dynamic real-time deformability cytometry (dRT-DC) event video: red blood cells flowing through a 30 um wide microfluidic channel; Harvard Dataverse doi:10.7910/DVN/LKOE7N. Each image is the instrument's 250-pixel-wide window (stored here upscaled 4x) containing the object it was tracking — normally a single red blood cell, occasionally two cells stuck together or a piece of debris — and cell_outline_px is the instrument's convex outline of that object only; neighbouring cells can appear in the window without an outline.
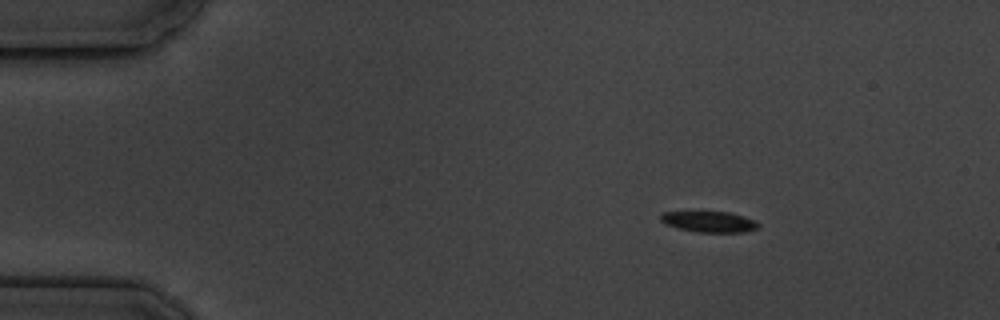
{"species": "common noctule bat (a hibernating species)", "species_latin": "Nyctalus noctula", "temperature_condition": "cold", "stored_images_in_passage": 3, "camera_frame_rate_fps": 3000, "um_per_image_px": 0.085, "animal": {"sex": "male", "body_mass_g": 19.5, "forearm_length_mm": 54.6}, "frame": {"image": 1, "passage_image": 1, "time_ms": 0.0, "image_size_px": [1000, 320], "cell_outline_px": [[760, 224], [756, 228], [744, 232], [696, 232], [676, 228], [664, 224], [660, 220], [660, 216], [664, 212], [728, 212], [744, 216], [756, 220]], "centroid_in_image_um": [60.27, 18.85], "position_along_channel_um": 24.7, "area_um2": 11.91}}
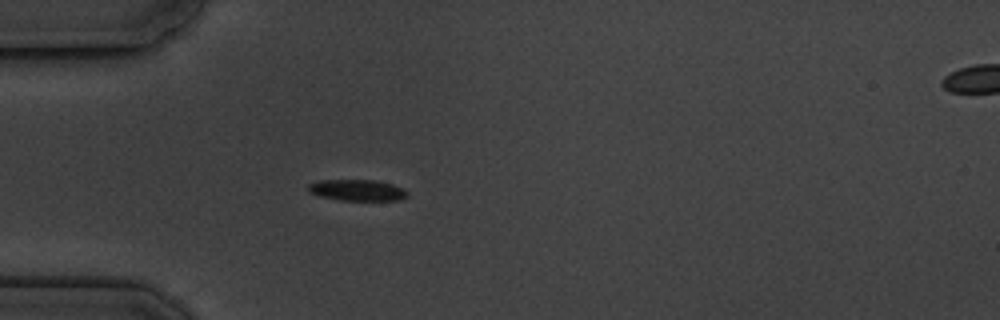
{"frame": {"image": 2, "passage_image": 3, "time_ms": 2.667, "image_size_px": [1000, 320], "cell_outline_px": [[408, 196], [396, 200], [340, 200], [320, 196], [308, 192], [308, 184], [320, 180], [372, 180], [392, 184], [408, 192]], "centroid_in_image_um": [30.32, 16.16], "position_along_channel_um": 54.7, "area_um2": 12.08}}